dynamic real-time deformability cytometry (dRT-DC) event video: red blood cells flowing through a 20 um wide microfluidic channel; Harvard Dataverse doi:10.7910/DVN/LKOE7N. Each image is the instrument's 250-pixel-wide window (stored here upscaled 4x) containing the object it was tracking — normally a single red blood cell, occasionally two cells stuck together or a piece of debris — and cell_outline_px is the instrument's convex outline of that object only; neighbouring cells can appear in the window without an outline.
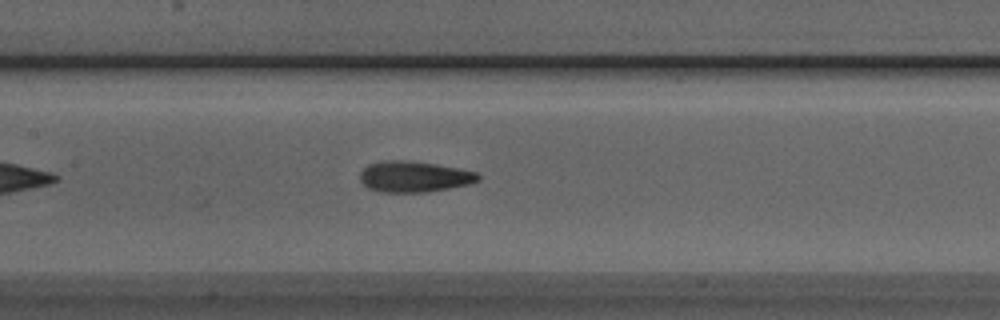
{"species": "Egyptian fruit bat (a non-hibernating species)", "species_latin": "Rousettus aegyptiacus", "temperature_condition": "room temperature", "stored_images_in_passage": 38, "camera_frame_rate_fps": 3000, "um_per_image_px": 0.085, "animal": {"sex": "male"}, "frame": {"image": 1, "passage_image": 13, "time_ms": 4.0, "image_size_px": [1000, 320], "cell_outline_px": [[480, 180], [468, 184], [428, 192], [380, 192], [368, 188], [360, 180], [360, 172], [368, 164], [388, 160], [404, 160], [436, 164], [460, 168], [476, 172], [480, 176]], "centroid_in_image_um": [35.2, 15.01], "position_along_channel_um": 172.2, "area_um2": 21.27}}
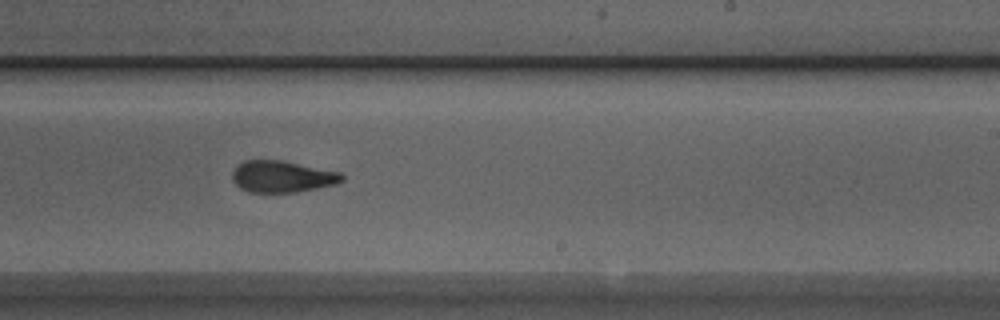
{"frame": {"image": 2, "passage_image": 20, "time_ms": 6.333, "image_size_px": [1000, 320], "cell_outline_px": [[344, 180], [336, 184], [296, 192], [248, 192], [240, 188], [232, 180], [232, 172], [236, 164], [244, 160], [284, 160], [340, 172], [344, 176]], "centroid_in_image_um": [23.96, 14.99], "position_along_channel_um": 265.0, "area_um2": 20.4}}
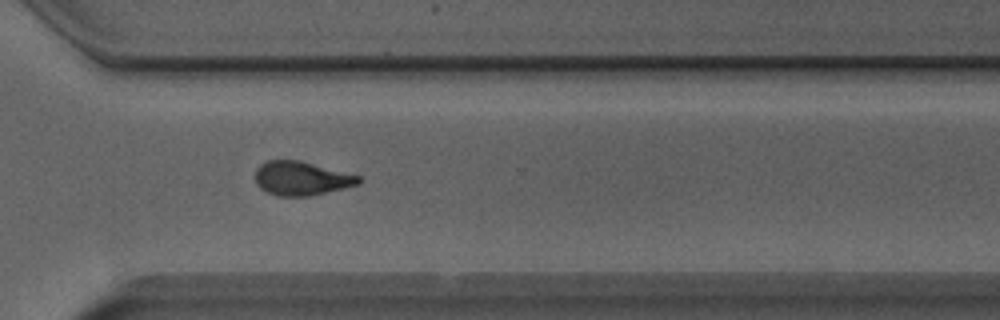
{"frame": {"image": 3, "passage_image": 26, "time_ms": 8.333, "image_size_px": [1000, 320], "cell_outline_px": [[364, 180], [360, 184], [344, 188], [308, 196], [276, 196], [260, 188], [256, 184], [256, 168], [260, 164], [268, 160], [300, 160], [360, 176]], "centroid_in_image_um": [25.63, 15.16], "position_along_channel_um": 345.0, "area_um2": 20.46}, "authors_computed_cell_mechanics": {"area_um2": 20.808, "velocity_mm_per_s": 4.0046, "shape_relaxation_time_tau1_ms": null, "shape_relaxation_time_tau2_ms": 1.6834, "deformation_change_tau1": null, "deformation_change_tau2": 0.0929}}